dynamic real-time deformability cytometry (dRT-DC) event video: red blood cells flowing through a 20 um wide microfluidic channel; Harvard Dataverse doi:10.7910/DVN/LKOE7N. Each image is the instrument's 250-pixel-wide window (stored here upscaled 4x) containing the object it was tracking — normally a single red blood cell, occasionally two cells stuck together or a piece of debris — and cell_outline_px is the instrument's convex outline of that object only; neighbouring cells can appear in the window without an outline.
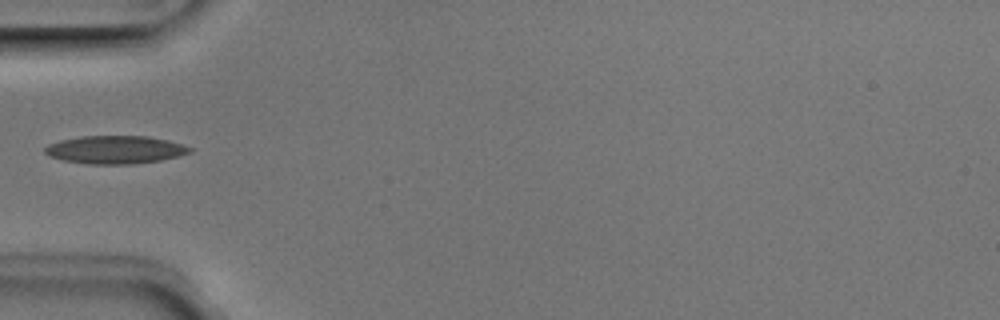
{"species": "Egyptian fruit bat (a non-hibernating species)", "species_latin": "Rousettus aegyptiacus", "temperature_condition": "room temperature", "stored_images_in_passage": 36, "camera_frame_rate_fps": 3000, "um_per_image_px": 0.085, "animal": {"sex": "male"}, "frame": {"image": 1, "passage_image": 1, "time_ms": 0.0, "image_size_px": [1000, 320], "cell_outline_px": [[192, 152], [160, 160], [132, 164], [88, 164], [64, 160], [52, 156], [44, 152], [44, 148], [48, 144], [60, 140], [80, 136], [148, 136], [168, 140], [192, 148]], "centroid_in_image_um": [9.78, 12.72], "position_along_channel_um": 75.2, "area_um2": 23.47}}
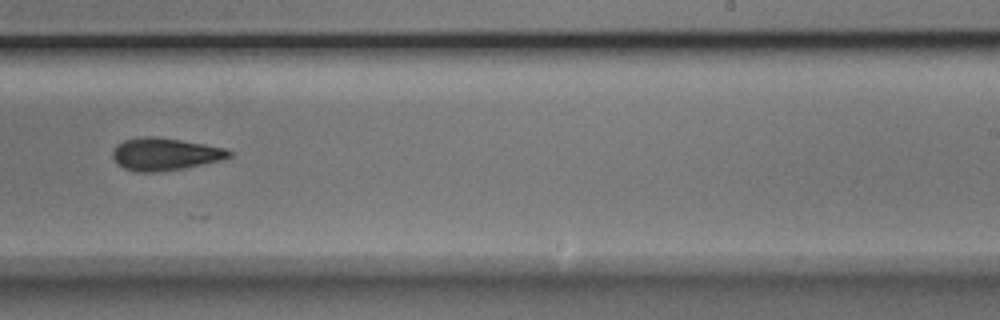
{"frame": {"image": 2, "passage_image": 16, "time_ms": 5.0, "image_size_px": [1000, 320], "cell_outline_px": [[232, 156], [220, 160], [184, 168], [156, 172], [136, 172], [124, 168], [116, 164], [112, 156], [112, 152], [116, 144], [124, 140], [144, 136], [148, 136], [180, 140], [204, 144], [224, 148], [232, 152]], "centroid_in_image_um": [13.97, 13.11], "position_along_channel_um": 275.0, "area_um2": 21.91}}
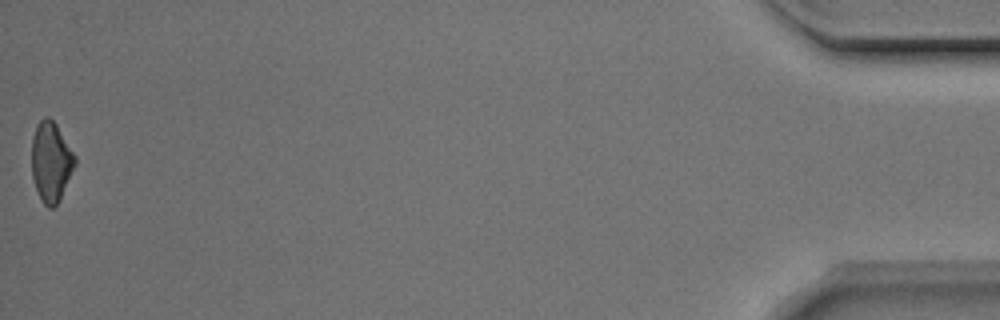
{"frame": {"image": 3, "passage_image": 35, "time_ms": 11.333, "image_size_px": [1000, 320], "cell_outline_px": [[76, 164], [60, 200], [52, 208], [48, 208], [40, 200], [32, 176], [32, 136], [36, 124], [44, 116], [48, 116], [56, 124], [76, 156]], "centroid_in_image_um": [4.33, 13.75], "position_along_channel_um": 430.9, "area_um2": 20.29}}